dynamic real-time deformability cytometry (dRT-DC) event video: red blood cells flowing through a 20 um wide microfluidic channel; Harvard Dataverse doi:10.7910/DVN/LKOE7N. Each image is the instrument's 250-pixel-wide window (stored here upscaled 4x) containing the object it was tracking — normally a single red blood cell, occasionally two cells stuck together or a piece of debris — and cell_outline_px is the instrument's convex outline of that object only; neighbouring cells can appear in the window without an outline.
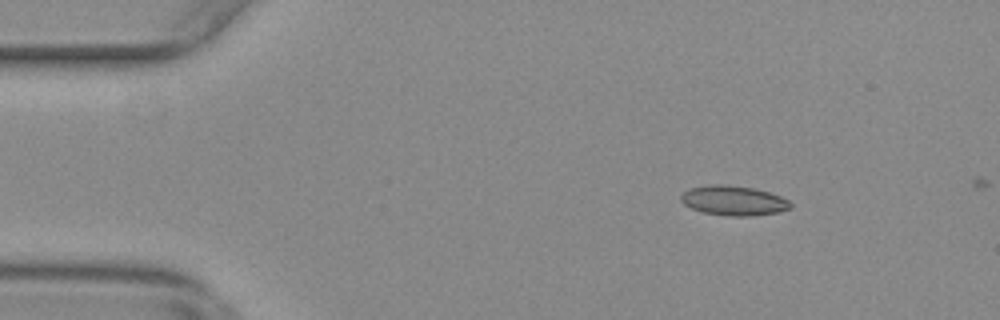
{"species": "common noctule bat (a hibernating species)", "species_latin": "Nyctalus noctula", "temperature_condition": "warm", "stored_images_in_passage": 11, "camera_frame_rate_fps": 3000, "um_per_image_px": 0.085, "animal": {"sex": "female", "body_mass_g": 29.2, "forearm_length_mm": 56.3}, "frame": {"image": 1, "passage_image": 7, "time_ms": 2.0, "image_size_px": [1000, 320], "cell_outline_px": [[792, 208], [776, 212], [752, 216], [724, 216], [704, 212], [692, 208], [684, 204], [680, 200], [680, 196], [684, 192], [692, 188], [712, 184], [724, 184], [756, 188], [780, 196], [788, 200], [792, 204]], "centroid_in_image_um": [62.37, 17.05], "position_along_channel_um": 22.6, "area_um2": 18.96}}